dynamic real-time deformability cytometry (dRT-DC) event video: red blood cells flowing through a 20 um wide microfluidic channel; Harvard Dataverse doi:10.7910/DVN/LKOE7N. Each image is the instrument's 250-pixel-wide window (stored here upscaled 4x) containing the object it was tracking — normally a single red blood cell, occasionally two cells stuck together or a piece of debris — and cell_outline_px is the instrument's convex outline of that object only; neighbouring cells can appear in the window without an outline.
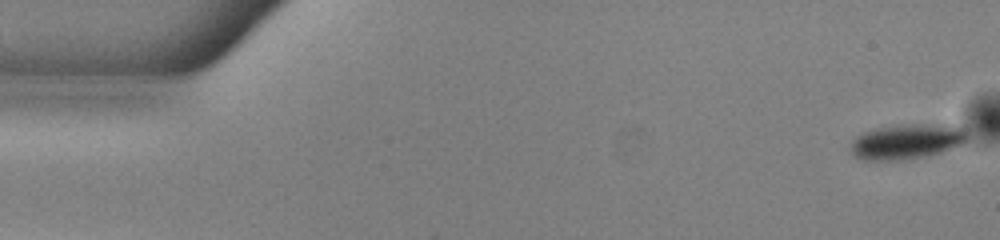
{"species": "common noctule bat (a hibernating species)", "species_latin": "Nyctalus noctula", "temperature_condition": "warm", "stored_images_in_passage": 11, "camera_frame_rate_fps": 3000, "um_per_image_px": 0.085, "animal": {"sex": "male", "body_mass_g": 13.0, "forearm_length_mm": 53.1}, "frame": {"image": 1, "passage_image": 1, "time_ms": 0.0, "image_size_px": [1000, 240], "cell_outline_px": [[968, 136], [960, 144], [940, 152], [924, 156], [904, 160], [860, 160], [848, 148], [852, 140], [856, 136], [864, 132], [876, 128], [908, 124], [948, 124], [960, 128]], "centroid_in_image_um": [76.99, 12.03], "position_along_channel_um": 8.0, "area_um2": 23.64}}
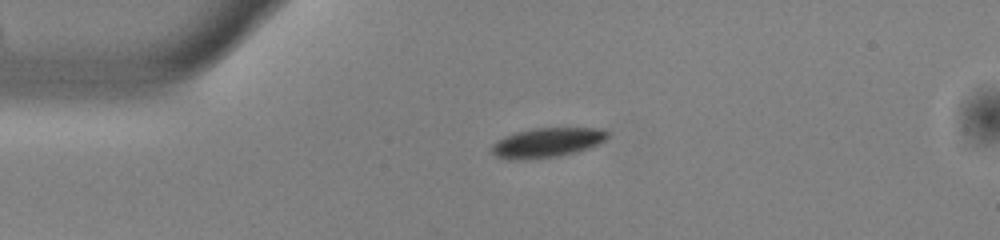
{"frame": {"image": 2, "passage_image": 3, "time_ms": 0.667, "image_size_px": [1000, 240], "cell_outline_px": [[608, 136], [600, 144], [576, 152], [556, 156], [524, 160], [508, 160], [496, 156], [492, 152], [492, 144], [496, 140], [504, 136], [516, 132], [532, 128], [608, 128]], "centroid_in_image_um": [46.5, 12.11], "position_along_channel_um": 38.5, "area_um2": 20.17}}
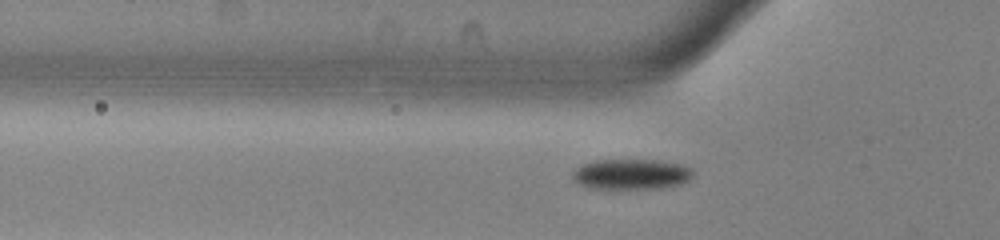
{"frame": {"image": 3, "passage_image": 8, "time_ms": 2.333, "image_size_px": [1000, 240], "cell_outline_px": [[696, 172], [688, 180], [680, 184], [664, 188], [588, 188], [576, 184], [572, 180], [572, 172], [580, 164], [588, 160], [600, 156], [628, 156], [660, 160], [684, 164], [692, 168]], "centroid_in_image_um": [53.58, 14.71], "position_along_channel_um": 72.2, "area_um2": 23.35}}